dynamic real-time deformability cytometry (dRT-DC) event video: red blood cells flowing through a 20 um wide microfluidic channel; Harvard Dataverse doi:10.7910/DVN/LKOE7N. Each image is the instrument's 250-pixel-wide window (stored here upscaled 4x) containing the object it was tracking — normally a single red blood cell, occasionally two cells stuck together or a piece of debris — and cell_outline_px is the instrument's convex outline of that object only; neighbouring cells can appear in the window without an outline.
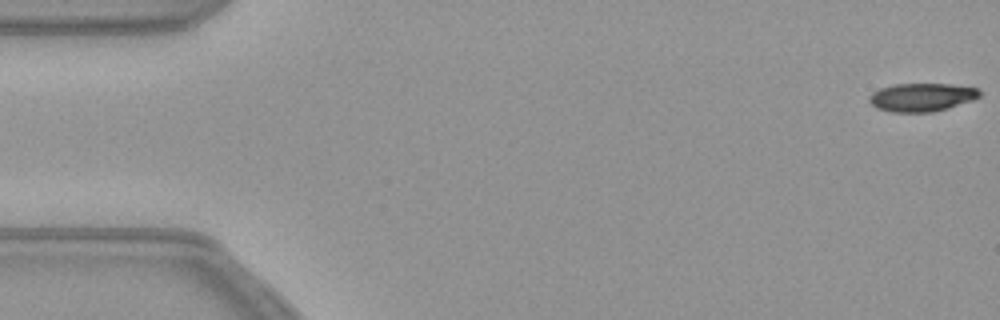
{"species": "common noctule bat (a hibernating species)", "species_latin": "Nyctalus noctula", "temperature_condition": "warm", "stored_images_in_passage": 55, "camera_frame_rate_fps": 3000, "um_per_image_px": 0.085, "animal": {"sex": "female", "body_mass_g": 21.9}, "frame": {"image": 1, "passage_image": 1, "time_ms": 0.0, "image_size_px": [1000, 320], "cell_outline_px": [[980, 96], [972, 100], [948, 108], [932, 112], [892, 112], [876, 108], [868, 100], [868, 96], [872, 92], [880, 88], [892, 84], [952, 84], [980, 88]], "centroid_in_image_um": [78.33, 8.26], "position_along_channel_um": 6.7, "area_um2": 18.32}}
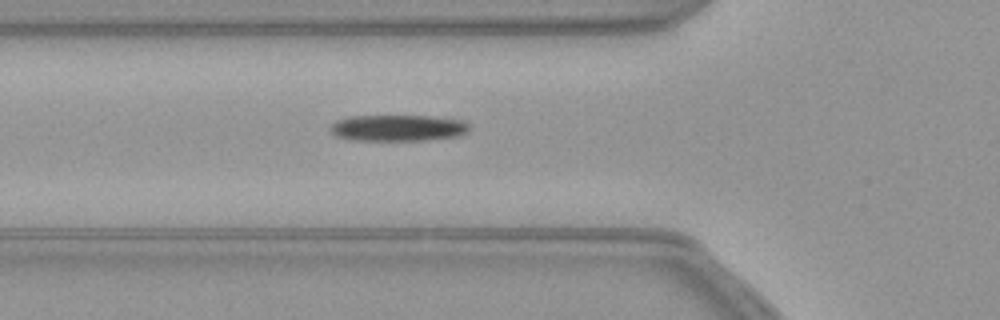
{"frame": {"image": 2, "passage_image": 19, "time_ms": 6.0, "image_size_px": [1000, 320], "cell_outline_px": [[472, 128], [468, 132], [456, 136], [424, 140], [356, 140], [336, 136], [328, 128], [336, 120], [348, 116], [428, 116], [460, 120], [468, 124]], "centroid_in_image_um": [33.8, 10.87], "position_along_channel_um": 92.0, "area_um2": 21.21}}
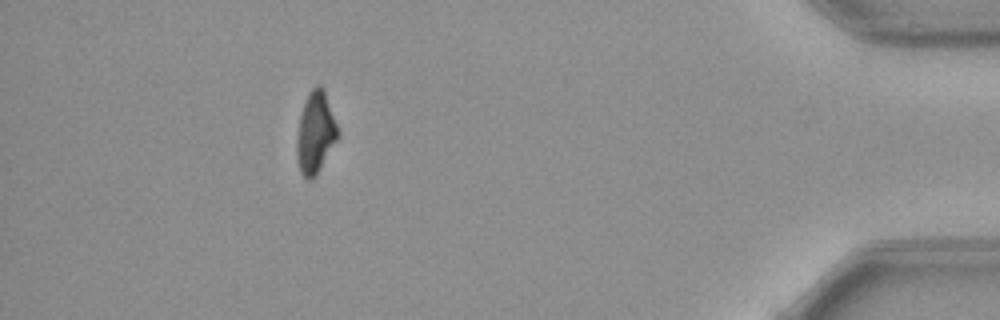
{"frame": {"image": 3, "passage_image": 49, "time_ms": 16.0, "image_size_px": [1000, 320], "cell_outline_px": [[340, 136], [320, 168], [308, 180], [300, 172], [296, 156], [296, 136], [300, 116], [304, 100], [308, 92], [316, 84], [320, 84], [324, 88], [340, 132]], "centroid_in_image_um": [26.82, 11.21], "position_along_channel_um": 408.4, "area_um2": 19.71}}